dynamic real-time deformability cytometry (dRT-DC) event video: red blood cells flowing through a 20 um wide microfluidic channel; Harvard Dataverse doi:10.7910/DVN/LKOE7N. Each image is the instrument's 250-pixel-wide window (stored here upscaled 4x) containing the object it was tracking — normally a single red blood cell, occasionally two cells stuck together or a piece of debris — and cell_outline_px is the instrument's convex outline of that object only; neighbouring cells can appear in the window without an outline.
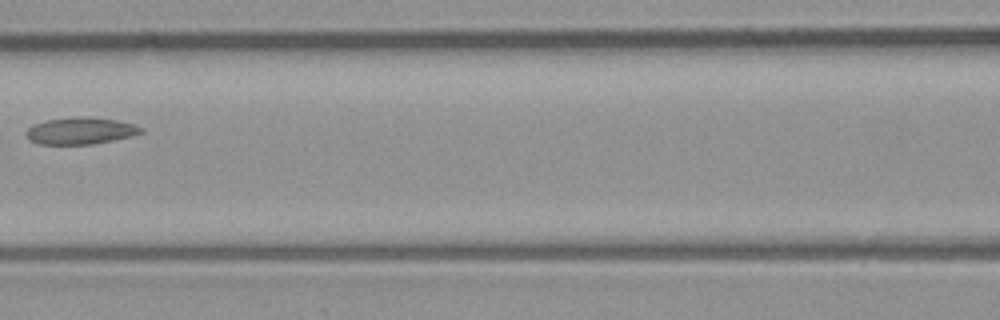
{"species": "common noctule bat (a hibernating species)", "species_latin": "Nyctalus noctula", "temperature_condition": "room temperature", "stored_images_in_passage": 3, "camera_frame_rate_fps": 3000, "um_per_image_px": 0.085, "animal": {"sex": "male", "body_mass_g": 23.1, "forearm_length_mm": 52.7}, "frame": {"image": 1, "passage_image": 3, "time_ms": 0.667, "image_size_px": [1000, 320], "cell_outline_px": [[144, 132], [132, 136], [92, 144], [40, 144], [28, 140], [24, 132], [32, 124], [44, 120], [76, 116], [92, 116], [120, 120], [136, 124], [144, 128]], "centroid_in_image_um": [6.85, 11.09], "position_along_channel_um": 159.7, "area_um2": 18.5}}